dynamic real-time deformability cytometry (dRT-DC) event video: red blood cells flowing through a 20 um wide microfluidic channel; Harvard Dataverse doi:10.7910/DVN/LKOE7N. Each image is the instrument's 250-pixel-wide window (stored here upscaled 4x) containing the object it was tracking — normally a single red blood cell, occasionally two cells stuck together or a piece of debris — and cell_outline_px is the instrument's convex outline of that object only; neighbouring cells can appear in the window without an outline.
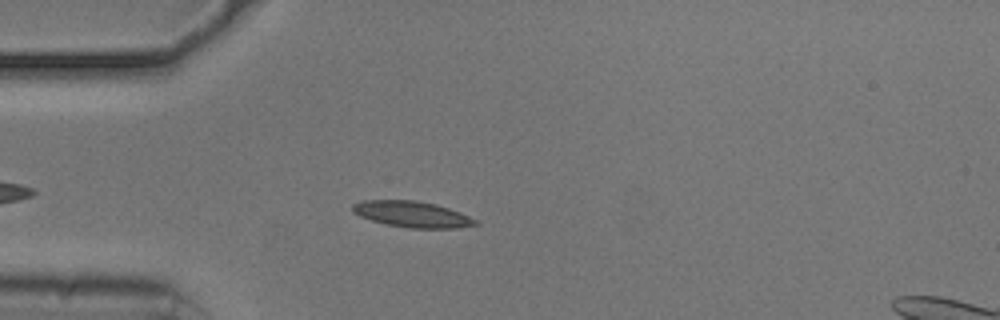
{"species": "common noctule bat (a hibernating species)", "species_latin": "Nyctalus noctula", "temperature_condition": "cold", "stored_images_in_passage": 47, "camera_frame_rate_fps": 3000, "um_per_image_px": 0.085, "animal": {"sex": "male", "body_mass_g": 20.5, "forearm_length_mm": 52.5}, "frame": {"image": 1, "passage_image": 8, "time_ms": 2.333, "image_size_px": [1000, 320], "cell_outline_px": [[480, 224], [456, 228], [408, 228], [384, 224], [360, 216], [352, 212], [352, 204], [364, 200], [412, 200], [436, 204], [460, 212], [476, 220]], "centroid_in_image_um": [35.01, 18.21], "position_along_channel_um": 50.0, "area_um2": 18.61}}
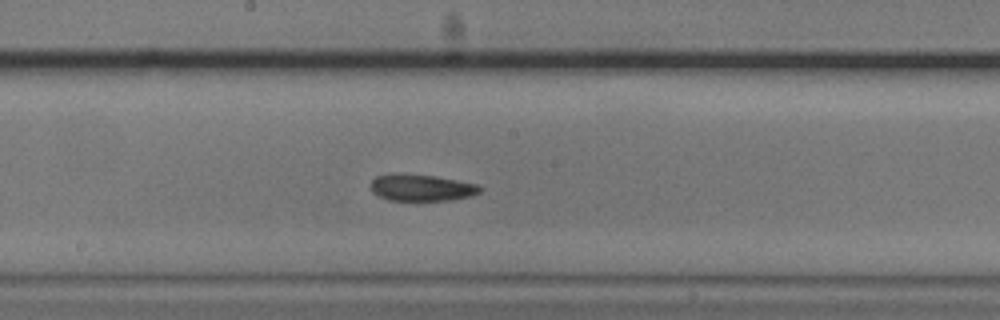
{"frame": {"image": 2, "passage_image": 22, "time_ms": 7.0, "image_size_px": [1000, 320], "cell_outline_px": [[484, 188], [480, 192], [472, 196], [448, 200], [388, 200], [372, 192], [372, 180], [376, 176], [396, 172], [436, 176], [480, 184]], "centroid_in_image_um": [35.87, 15.93], "position_along_channel_um": 212.3, "area_um2": 17.22}}
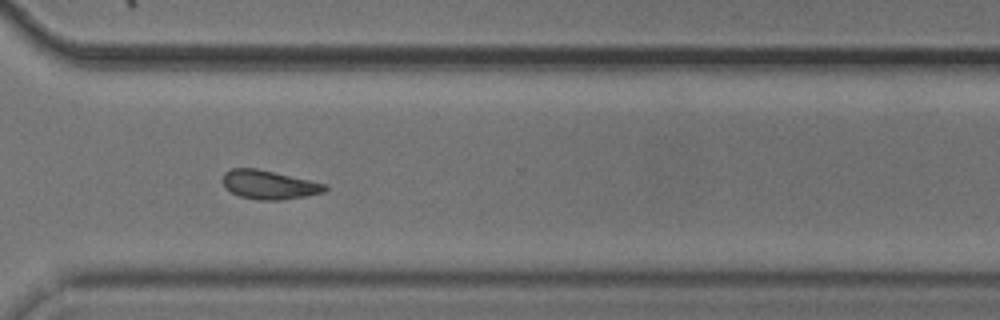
{"frame": {"image": 3, "passage_image": 33, "time_ms": 10.667, "image_size_px": [1000, 320], "cell_outline_px": [[328, 188], [324, 192], [304, 196], [280, 200], [256, 200], [240, 196], [224, 188], [224, 172], [232, 168], [256, 168], [328, 184]], "centroid_in_image_um": [22.88, 15.7], "position_along_channel_um": 347.7, "area_um2": 17.11}, "authors_computed_cell_mechanics": {"area_um2": 17.2244, "velocity_mm_per_s": 3.6992, "shape_relaxation_time_tau1_ms": null, "shape_relaxation_time_tau2_ms": 4.8284, "deformation_change_tau1": null, "deformation_change_tau2": 0.1229}}